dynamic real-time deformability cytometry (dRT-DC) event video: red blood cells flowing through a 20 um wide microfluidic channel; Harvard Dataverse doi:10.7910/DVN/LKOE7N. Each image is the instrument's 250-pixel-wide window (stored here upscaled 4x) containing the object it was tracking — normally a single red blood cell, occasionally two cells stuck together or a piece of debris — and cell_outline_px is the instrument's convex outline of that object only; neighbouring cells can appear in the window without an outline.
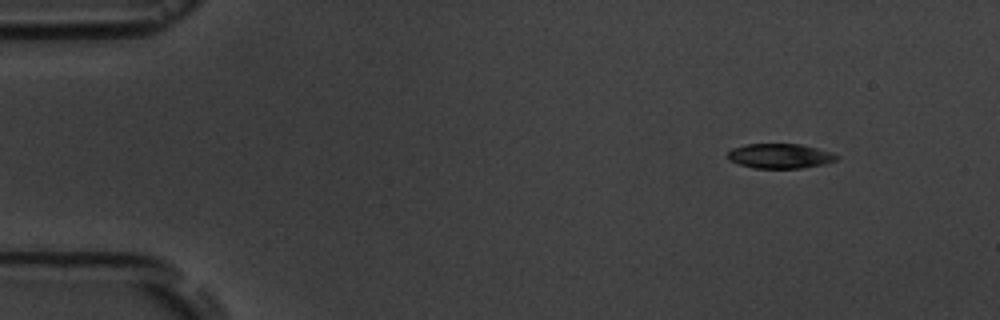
{"species": "common noctule bat (a hibernating species)", "species_latin": "Nyctalus noctula", "temperature_condition": "room temperature", "stored_images_in_passage": 4, "camera_frame_rate_fps": 3000, "um_per_image_px": 0.085, "animal": {"sex": "male", "body_mass_g": 19.5, "forearm_length_mm": 54.6}, "frame": {"image": 1, "passage_image": 1, "time_ms": 0.0, "image_size_px": [1000, 320], "cell_outline_px": [[840, 156], [836, 160], [824, 164], [800, 168], [752, 168], [728, 160], [724, 156], [732, 148], [744, 144], [800, 144], [816, 148]], "centroid_in_image_um": [66.23, 13.26], "position_along_channel_um": 18.8, "area_um2": 15.72}}
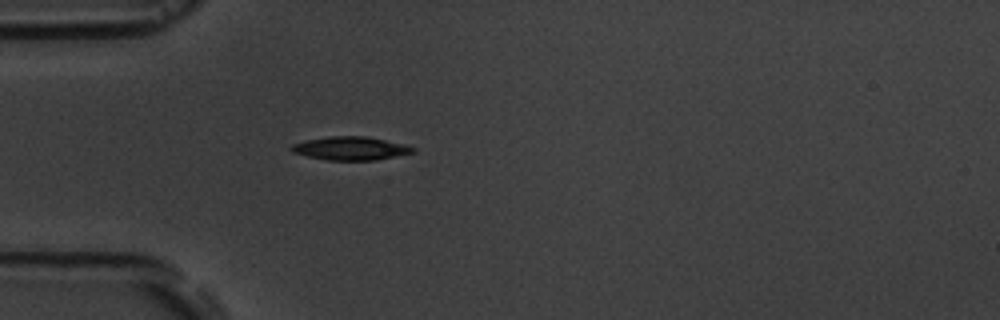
{"frame": {"image": 2, "passage_image": 4, "time_ms": 3.333, "image_size_px": [1000, 320], "cell_outline_px": [[416, 152], [376, 160], [328, 160], [308, 156], [292, 152], [288, 148], [292, 144], [304, 140], [328, 136], [364, 136], [404, 144], [416, 148]], "centroid_in_image_um": [29.78, 12.61], "position_along_channel_um": 55.2, "area_um2": 16.59}}